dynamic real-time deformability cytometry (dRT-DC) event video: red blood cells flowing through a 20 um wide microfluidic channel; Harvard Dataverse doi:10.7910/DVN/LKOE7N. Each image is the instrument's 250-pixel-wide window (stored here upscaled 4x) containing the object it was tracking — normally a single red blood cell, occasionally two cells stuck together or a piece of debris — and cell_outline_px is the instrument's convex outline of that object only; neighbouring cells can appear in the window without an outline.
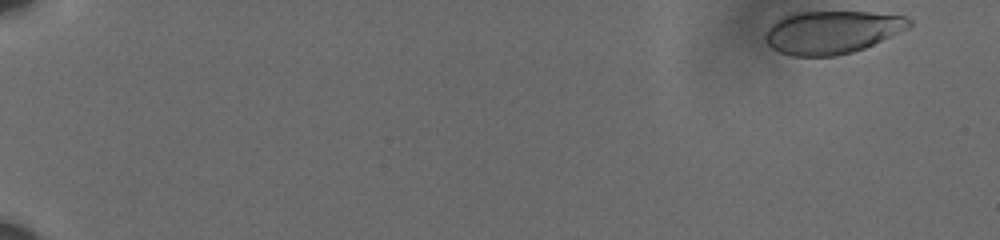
{"species": "human", "species_latin": "Homo sapiens", "temperature_condition": "cold", "stored_images_in_passage": 55, "camera_frame_rate_fps": 3000, "um_per_image_px": 0.085, "donor": {"sex": "male"}, "frame": {"image": 1, "passage_image": 1, "time_ms": 0.0, "image_size_px": [1000, 240], "cell_outline_px": [[912, 24], [908, 28], [864, 48], [852, 52], [836, 56], [792, 56], [780, 52], [772, 48], [764, 40], [764, 36], [768, 28], [776, 20], [784, 16], [800, 12], [868, 12], [904, 16], [912, 20]], "centroid_in_image_um": [70.69, 2.74], "position_along_channel_um": 14.3, "area_um2": 35.78}}
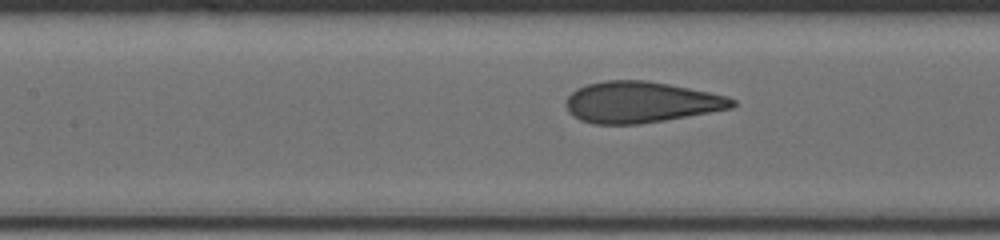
{"frame": {"image": 2, "passage_image": 28, "time_ms": 9.0, "image_size_px": [1000, 240], "cell_outline_px": [[736, 104], [732, 108], [664, 120], [640, 124], [592, 124], [580, 120], [568, 112], [564, 104], [568, 96], [576, 88], [588, 84], [604, 80], [644, 80], [668, 84], [728, 96], [736, 100]], "centroid_in_image_um": [54.43, 8.69], "position_along_channel_um": 153.0, "area_um2": 39.82}}
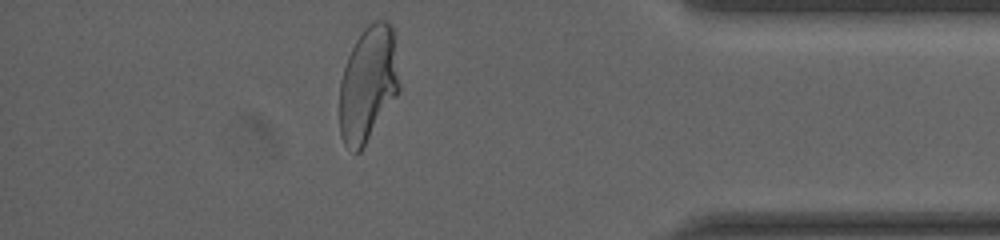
{"frame": {"image": 3, "passage_image": 51, "time_ms": 16.667, "image_size_px": [1000, 240], "cell_outline_px": [[400, 92], [360, 152], [356, 152], [344, 144], [340, 136], [340, 80], [348, 56], [356, 40], [364, 28], [368, 24], [376, 20], [388, 20], [392, 24], [400, 84]], "centroid_in_image_um": [31.3, 7.13], "position_along_channel_um": 403.9, "area_um2": 40.34}, "authors_computed_cell_mechanics": {"area_um2": 39.7086, "velocity_mm_per_s": 3.5927, "shape_relaxation_time_tau1_ms": 5.0412, "shape_relaxation_time_tau2_ms": null, "deformation_change_tau1": 0.1827, "deformation_change_tau2": null}}